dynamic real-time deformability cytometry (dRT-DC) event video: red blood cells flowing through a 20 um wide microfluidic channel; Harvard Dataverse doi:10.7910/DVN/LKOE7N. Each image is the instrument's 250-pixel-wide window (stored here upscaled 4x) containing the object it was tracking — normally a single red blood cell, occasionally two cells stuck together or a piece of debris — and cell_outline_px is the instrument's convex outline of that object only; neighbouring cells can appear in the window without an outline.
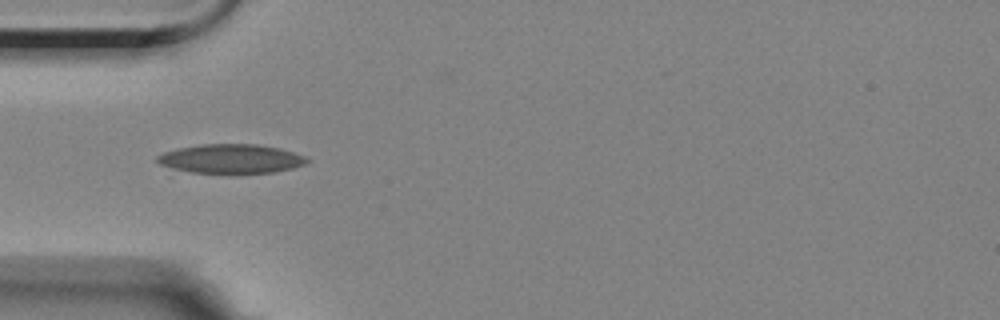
{"species": "Egyptian fruit bat (a non-hibernating species)", "species_latin": "Rousettus aegyptiacus", "temperature_condition": "room temperature", "stored_images_in_passage": 34, "camera_frame_rate_fps": 3000, "um_per_image_px": 0.085, "animal": {"sex": "female"}, "frame": {"image": 1, "passage_image": 1, "time_ms": 0.0, "image_size_px": [1000, 320], "cell_outline_px": [[312, 160], [304, 164], [292, 168], [276, 172], [236, 176], [228, 176], [192, 172], [172, 168], [160, 164], [156, 160], [156, 156], [164, 152], [180, 148], [200, 144], [256, 144], [280, 148], [304, 156]], "centroid_in_image_um": [19.66, 13.54], "position_along_channel_um": 65.3, "area_um2": 26.36}}
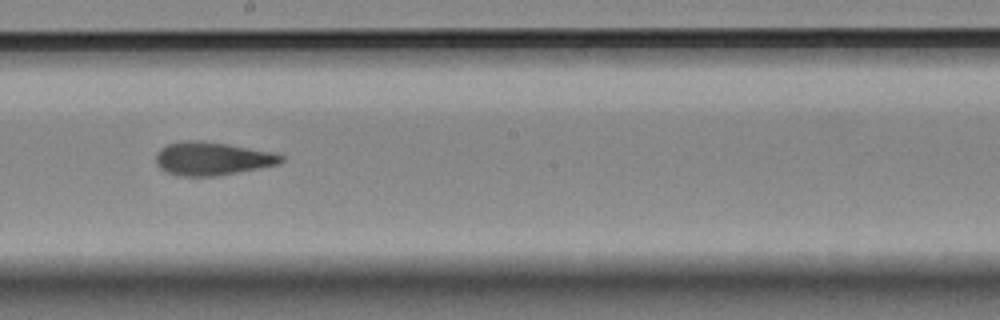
{"frame": {"image": 2, "passage_image": 15, "time_ms": 4.667, "image_size_px": [1000, 320], "cell_outline_px": [[284, 160], [276, 164], [216, 176], [180, 176], [168, 172], [160, 168], [156, 164], [156, 152], [160, 148], [168, 144], [184, 140], [200, 140], [228, 144], [276, 152], [284, 156]], "centroid_in_image_um": [18.01, 13.46], "position_along_channel_um": 230.2, "area_um2": 24.22}}
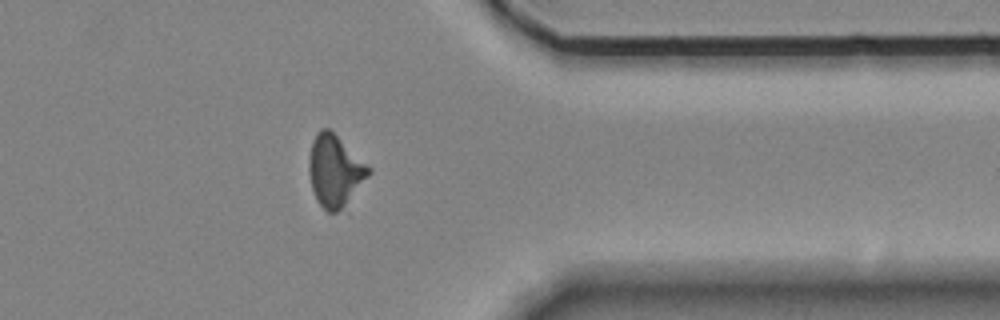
{"frame": {"image": 3, "passage_image": 29, "time_ms": 9.333, "image_size_px": [1000, 320], "cell_outline_px": [[372, 172], [344, 204], [336, 212], [328, 212], [320, 204], [312, 188], [308, 172], [308, 160], [312, 140], [316, 132], [320, 128], [328, 128], [372, 168]], "centroid_in_image_um": [28.44, 14.46], "position_along_channel_um": 383.0, "area_um2": 24.39}, "authors_computed_cell_mechanics": {"area_um2": 24.3338, "velocity_mm_per_s": 3.5114, "shape_relaxation_time_tau1_ms": 8.099, "shape_relaxation_time_tau2_ms": 2.4029, "deformation_change_tau1": 0.1776, "deformation_change_tau2": 0.1083}}